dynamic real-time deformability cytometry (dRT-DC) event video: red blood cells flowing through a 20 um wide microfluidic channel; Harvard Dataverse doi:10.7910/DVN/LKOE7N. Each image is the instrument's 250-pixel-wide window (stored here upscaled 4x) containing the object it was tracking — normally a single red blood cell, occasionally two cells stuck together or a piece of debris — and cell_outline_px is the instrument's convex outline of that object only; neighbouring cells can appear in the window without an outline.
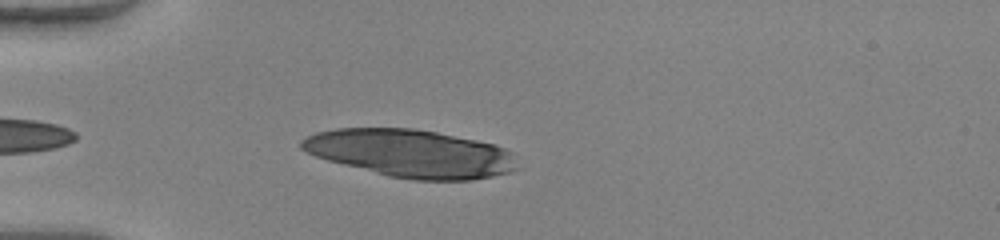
{"species": "human", "species_latin": "Homo sapiens", "temperature_condition": "warm", "stored_images_in_passage": 34, "camera_frame_rate_fps": 3000, "um_per_image_px": 0.085, "donor": {"sex": "female"}, "frame": {"image": 1, "passage_image": 3, "time_ms": 0.667, "image_size_px": [1000, 240], "cell_outline_px": [[520, 168], [512, 172], [472, 180], [416, 180], [388, 176], [328, 160], [316, 156], [300, 148], [300, 140], [316, 132], [336, 128], [412, 128], [436, 132], [496, 144], [512, 152]], "centroid_in_image_um": [34.96, 13.04], "position_along_channel_um": 50.0, "area_um2": 60.11}}